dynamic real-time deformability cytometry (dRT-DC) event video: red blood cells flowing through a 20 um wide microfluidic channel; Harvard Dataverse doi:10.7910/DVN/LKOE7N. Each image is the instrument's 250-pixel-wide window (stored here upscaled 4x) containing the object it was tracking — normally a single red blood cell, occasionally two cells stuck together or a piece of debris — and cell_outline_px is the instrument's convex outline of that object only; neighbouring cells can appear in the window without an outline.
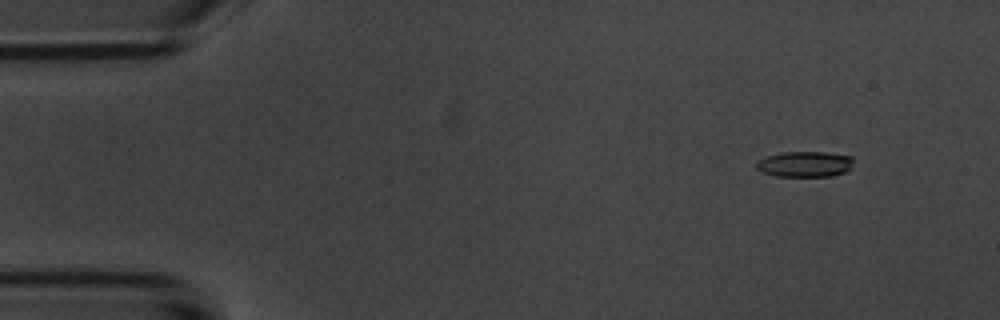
{"species": "common noctule bat (a hibernating species)", "species_latin": "Nyctalus noctula", "temperature_condition": "room temperature", "stored_images_in_passage": 51, "camera_frame_rate_fps": 3000, "um_per_image_px": 0.085, "animal": {"sex": "male", "body_mass_g": 20.1, "forearm_length_mm": 53.5}, "frame": {"image": 1, "passage_image": 2, "time_ms": 0.333, "image_size_px": [1000, 320], "cell_outline_px": [[852, 168], [844, 172], [832, 176], [776, 176], [764, 172], [756, 168], [756, 160], [780, 152], [828, 152], [852, 156]], "centroid_in_image_um": [68.42, 13.94], "position_along_channel_um": 16.6, "area_um2": 14.57}}
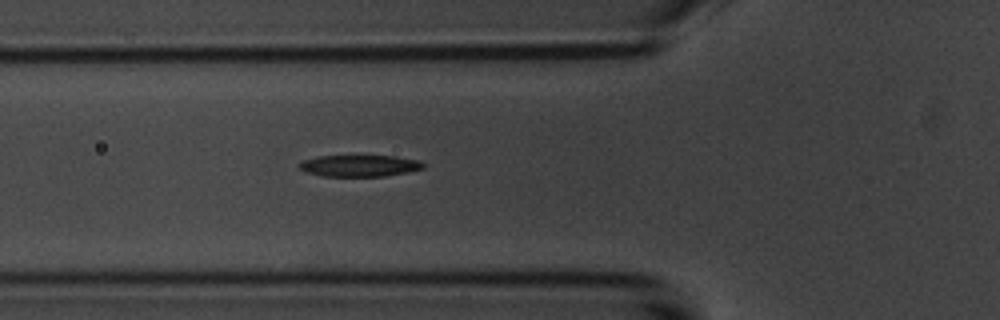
{"frame": {"image": 2, "passage_image": 16, "time_ms": 5.0, "image_size_px": [1000, 320], "cell_outline_px": [[424, 168], [408, 172], [384, 176], [324, 176], [308, 172], [300, 168], [300, 164], [304, 160], [320, 156], [396, 156], [420, 160], [424, 164]], "centroid_in_image_um": [30.63, 14.08], "position_along_channel_um": 95.2, "area_um2": 15.37}}
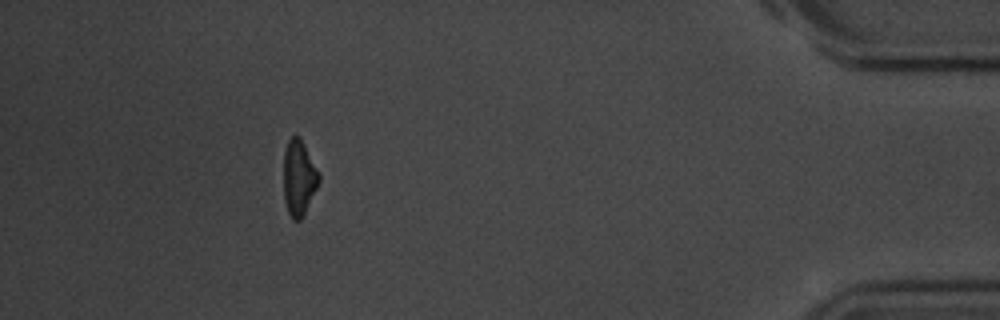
{"frame": {"image": 3, "passage_image": 46, "time_ms": 15.0, "image_size_px": [1000, 320], "cell_outline_px": [[320, 180], [300, 220], [292, 220], [288, 212], [284, 200], [284, 152], [288, 140], [292, 136], [300, 136], [320, 172]], "centroid_in_image_um": [25.4, 15.07], "position_along_channel_um": 409.8, "area_um2": 15.49}, "authors_computed_cell_mechanics": {"area_um2": 16.184, "velocity_mm_per_s": 3.7114, "shape_relaxation_time_tau1_ms": 3.0739, "shape_relaxation_time_tau2_ms": 5.7835, "deformation_change_tau1": 0.1444, "deformation_change_tau2": 0.1472}}